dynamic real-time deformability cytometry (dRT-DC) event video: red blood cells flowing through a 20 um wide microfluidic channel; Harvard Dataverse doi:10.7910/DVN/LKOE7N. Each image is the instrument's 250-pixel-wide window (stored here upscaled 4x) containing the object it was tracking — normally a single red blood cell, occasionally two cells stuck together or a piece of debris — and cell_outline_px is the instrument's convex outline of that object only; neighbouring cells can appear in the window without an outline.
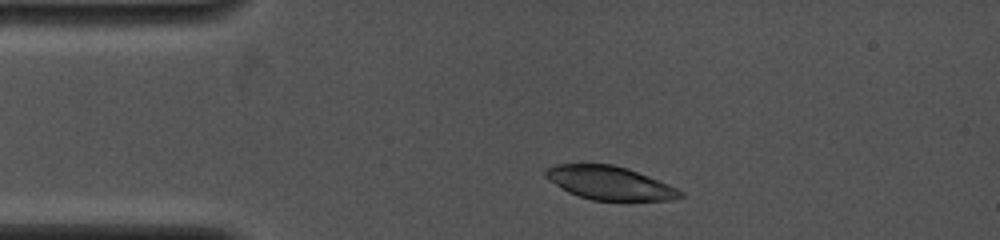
{"species": "common noctule bat (a hibernating species)", "species_latin": "Nyctalus noctula", "temperature_condition": "cold", "stored_images_in_passage": 3, "camera_frame_rate_fps": 4000, "um_per_image_px": 0.085, "animal": {"sex": "female", "body_mass_g": 19.0, "forearm_length_mm": 53.3}, "frame": {"image": 1, "passage_image": 2, "time_ms": 1.0, "image_size_px": [1000, 240], "cell_outline_px": [[684, 196], [672, 200], [592, 200], [568, 192], [544, 176], [544, 168], [556, 164], [612, 164], [628, 168], [668, 184], [684, 192]], "centroid_in_image_um": [51.81, 15.54], "position_along_channel_um": 33.2, "area_um2": 26.13}}